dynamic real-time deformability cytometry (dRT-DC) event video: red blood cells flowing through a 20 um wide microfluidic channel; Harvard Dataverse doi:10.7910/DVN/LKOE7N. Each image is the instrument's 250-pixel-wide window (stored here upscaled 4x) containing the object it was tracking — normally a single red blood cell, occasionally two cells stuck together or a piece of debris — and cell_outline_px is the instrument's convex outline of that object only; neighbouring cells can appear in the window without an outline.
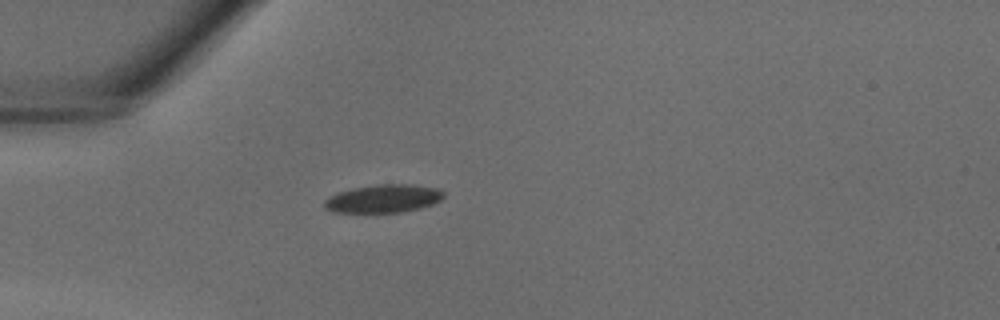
{"species": "common noctule bat (a hibernating species)", "species_latin": "Nyctalus noctula", "temperature_condition": "warm", "stored_images_in_passage": 29, "camera_frame_rate_fps": 3000, "um_per_image_px": 0.085, "animal": {"sex": "male", "body_mass_g": 18.8}, "frame": {"image": 1, "passage_image": 1, "time_ms": 0.0, "image_size_px": [1000, 320], "cell_outline_px": [[444, 196], [440, 200], [432, 204], [420, 208], [400, 212], [336, 212], [324, 208], [324, 200], [328, 196], [352, 188], [376, 184], [408, 184], [440, 188], [444, 192]], "centroid_in_image_um": [32.6, 16.87], "position_along_channel_um": 52.4, "area_um2": 19.54}}
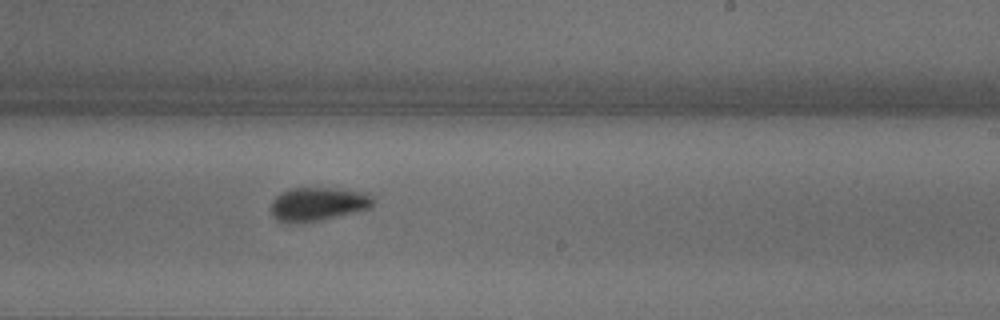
{"frame": {"image": 2, "passage_image": 14, "time_ms": 4.333, "image_size_px": [1000, 320], "cell_outline_px": [[372, 204], [368, 208], [336, 216], [296, 224], [292, 224], [276, 220], [272, 216], [272, 200], [276, 196], [292, 188], [336, 188], [372, 192]], "centroid_in_image_um": [27.01, 17.33], "position_along_channel_um": 262.0, "area_um2": 19.88}}
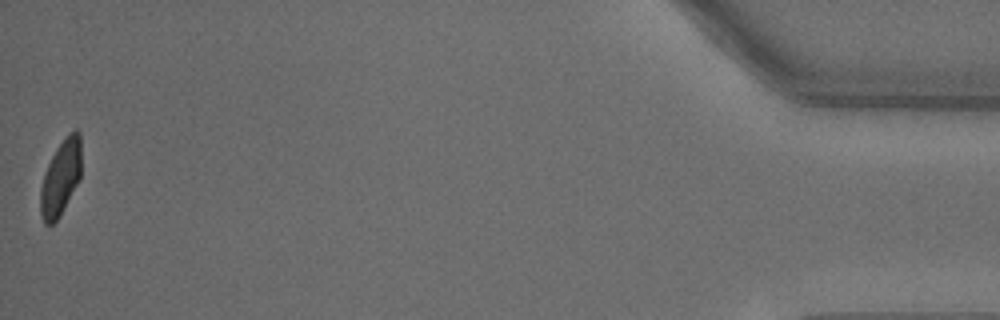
{"frame": {"image": 3, "passage_image": 29, "time_ms": 9.333, "image_size_px": [1000, 320], "cell_outline_px": [[80, 180], [60, 216], [52, 224], [44, 224], [40, 212], [40, 188], [44, 172], [56, 148], [68, 132], [76, 128], [80, 132]], "centroid_in_image_um": [5.15, 15.09], "position_along_channel_um": 430.0, "area_um2": 18.09}}